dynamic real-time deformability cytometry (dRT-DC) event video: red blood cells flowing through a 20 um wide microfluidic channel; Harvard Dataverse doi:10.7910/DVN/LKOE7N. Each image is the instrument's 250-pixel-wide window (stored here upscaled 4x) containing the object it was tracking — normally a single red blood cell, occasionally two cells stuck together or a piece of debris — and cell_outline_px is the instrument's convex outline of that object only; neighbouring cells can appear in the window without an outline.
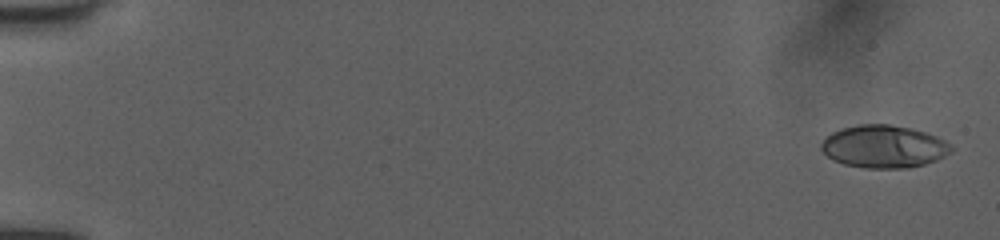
{"species": "human", "species_latin": "Homo sapiens", "temperature_condition": "room temperature", "stored_images_in_passage": 51, "camera_frame_rate_fps": 3000, "um_per_image_px": 0.085, "donor": {"sex": "female"}, "frame": {"image": 1, "passage_image": 1, "time_ms": 0.0, "image_size_px": [1000, 240], "cell_outline_px": [[952, 152], [936, 160], [924, 164], [908, 168], [864, 168], [844, 164], [832, 160], [820, 148], [820, 144], [832, 132], [840, 128], [860, 124], [888, 124], [912, 128], [936, 136], [952, 144]], "centroid_in_image_um": [75.12, 12.46], "position_along_channel_um": 9.9, "area_um2": 32.37}}
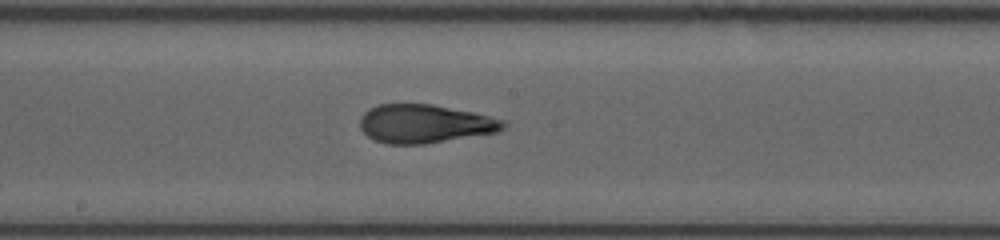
{"frame": {"image": 2, "passage_image": 29, "time_ms": 9.333, "image_size_px": [1000, 240], "cell_outline_px": [[508, 124], [504, 128], [496, 132], [424, 144], [388, 144], [376, 140], [368, 136], [360, 128], [360, 116], [368, 108], [380, 104], [432, 104], [472, 112], [504, 120]], "centroid_in_image_um": [36.07, 10.51], "position_along_channel_um": 212.1, "area_um2": 32.02}}
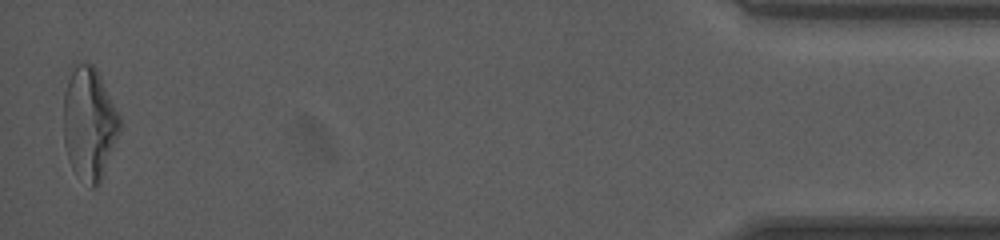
{"frame": {"image": 3, "passage_image": 51, "time_ms": 16.667, "image_size_px": [1000, 240], "cell_outline_px": [[120, 132], [100, 184], [92, 188], [76, 176], [68, 160], [64, 144], [64, 92], [68, 80], [76, 64], [92, 64], [96, 68], [120, 116]], "centroid_in_image_um": [7.59, 10.57], "position_along_channel_um": 427.6, "area_um2": 36.82}, "authors_computed_cell_mechanics": {"area_um2": 32.2524, "velocity_mm_per_s": 4.0294, "shape_relaxation_time_tau1_ms": 4.2661, "shape_relaxation_time_tau2_ms": 1.0636, "deformation_change_tau1": 0.1641, "deformation_change_tau2": 0.0859}}